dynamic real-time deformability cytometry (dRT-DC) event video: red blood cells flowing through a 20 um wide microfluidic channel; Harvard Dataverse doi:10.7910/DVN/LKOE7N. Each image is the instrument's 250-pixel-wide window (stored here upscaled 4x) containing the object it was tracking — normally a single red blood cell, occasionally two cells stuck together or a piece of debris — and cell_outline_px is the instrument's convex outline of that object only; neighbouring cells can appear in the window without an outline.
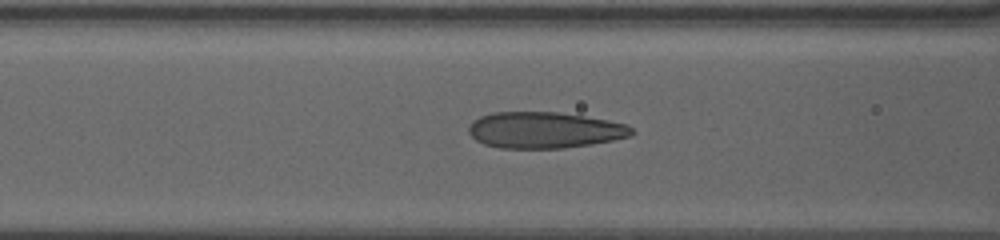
{"species": "human", "species_latin": "Homo sapiens", "temperature_condition": "warm", "stored_images_in_passage": 7, "camera_frame_rate_fps": 3000, "um_per_image_px": 0.085, "donor": {"sex": "female"}, "frame": {"image": 1, "passage_image": 5, "time_ms": 1.333, "image_size_px": [1000, 240], "cell_outline_px": [[636, 132], [628, 136], [612, 140], [592, 144], [564, 148], [500, 148], [484, 144], [476, 140], [468, 132], [468, 128], [480, 116], [492, 112], [556, 112], [584, 116], [608, 120], [628, 124]], "centroid_in_image_um": [46.3, 11.06], "position_along_channel_um": 120.3, "area_um2": 34.33}}